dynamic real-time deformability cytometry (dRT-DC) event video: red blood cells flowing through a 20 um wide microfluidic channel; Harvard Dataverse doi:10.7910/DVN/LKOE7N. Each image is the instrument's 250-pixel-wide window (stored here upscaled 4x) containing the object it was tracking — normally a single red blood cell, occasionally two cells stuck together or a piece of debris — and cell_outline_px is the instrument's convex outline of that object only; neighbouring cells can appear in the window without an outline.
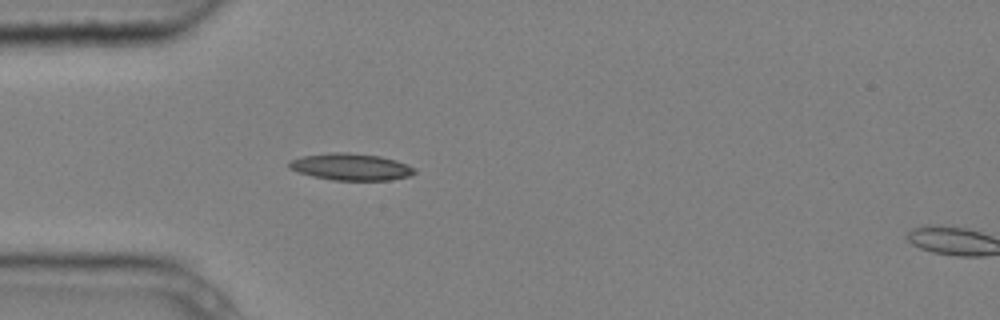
{"species": "common noctule bat (a hibernating species)", "species_latin": "Nyctalus noctula", "temperature_condition": "cold", "stored_images_in_passage": 5, "camera_frame_rate_fps": 3000, "um_per_image_px": 0.085, "animal": {"sex": "male", "body_mass_g": 20.4}, "frame": {"image": 1, "passage_image": 4, "time_ms": 1.0, "image_size_px": [1000, 320], "cell_outline_px": [[416, 172], [412, 176], [388, 180], [332, 180], [312, 176], [288, 168], [288, 160], [300, 156], [332, 152], [348, 152], [380, 156], [396, 160], [408, 164], [416, 168]], "centroid_in_image_um": [29.83, 14.17], "position_along_channel_um": 55.2, "area_um2": 19.88}}